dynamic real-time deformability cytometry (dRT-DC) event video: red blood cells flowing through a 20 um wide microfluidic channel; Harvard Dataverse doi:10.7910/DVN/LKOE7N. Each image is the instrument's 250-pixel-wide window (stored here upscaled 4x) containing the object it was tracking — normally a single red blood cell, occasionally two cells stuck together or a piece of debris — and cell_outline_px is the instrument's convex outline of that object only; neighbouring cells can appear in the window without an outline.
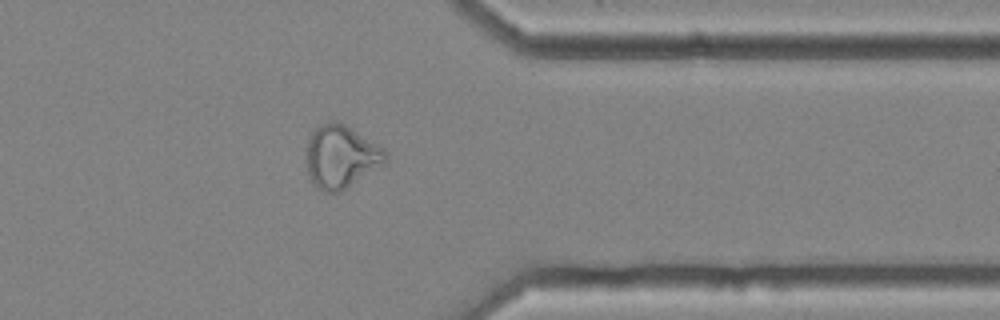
{"species": "common noctule bat (a hibernating species)", "species_latin": "Nyctalus noctula", "temperature_condition": "cold", "stored_images_in_passage": 31, "camera_frame_rate_fps": 3000, "um_per_image_px": 0.085, "animal": {"sex": "female", "body_mass_g": 25.1}, "frame": {"image": 1, "passage_image": 27, "time_ms": 8.667, "image_size_px": [1000, 320], "cell_outline_px": [[388, 160], [384, 164], [340, 192], [324, 192], [316, 188], [308, 172], [308, 140], [312, 132], [320, 124], [332, 120], [336, 120], [344, 124], [384, 148], [388, 156]], "centroid_in_image_um": [29.01, 13.31], "position_along_channel_um": 382.4, "area_um2": 28.73}}